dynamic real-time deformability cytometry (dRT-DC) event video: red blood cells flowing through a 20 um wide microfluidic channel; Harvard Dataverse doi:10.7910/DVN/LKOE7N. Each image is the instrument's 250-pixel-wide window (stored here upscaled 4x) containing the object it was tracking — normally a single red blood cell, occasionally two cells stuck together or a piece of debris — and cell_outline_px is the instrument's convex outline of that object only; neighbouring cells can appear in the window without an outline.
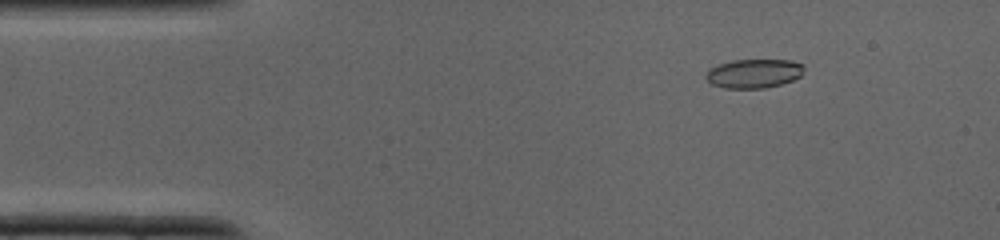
{"species": "common noctule bat (a hibernating species)", "species_latin": "Nyctalus noctula", "temperature_condition": "cold", "stored_images_in_passage": 33, "camera_frame_rate_fps": 3000, "um_per_image_px": 0.085, "animal": {"sex": "male", "body_mass_g": 19.0, "forearm_length_mm": 50.8}, "frame": {"image": 1, "passage_image": 1, "time_ms": 0.0, "image_size_px": [1000, 240], "cell_outline_px": [[804, 68], [800, 76], [792, 80], [780, 84], [764, 88], [724, 88], [712, 84], [704, 76], [708, 68], [732, 60], [792, 60], [804, 64]], "centroid_in_image_um": [64.06, 6.24], "position_along_channel_um": 20.9, "area_um2": 16.59}}
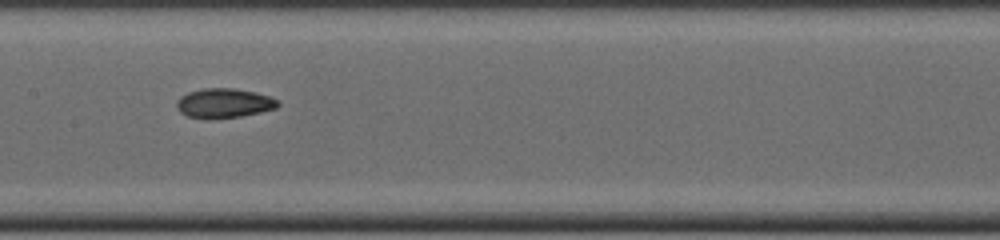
{"frame": {"image": 2, "passage_image": 14, "time_ms": 4.333, "image_size_px": [1000, 240], "cell_outline_px": [[280, 104], [276, 108], [260, 112], [240, 116], [204, 120], [188, 116], [180, 112], [176, 104], [176, 100], [180, 96], [188, 92], [204, 88], [232, 88], [256, 92], [280, 100]], "centroid_in_image_um": [19.02, 8.77], "position_along_channel_um": 188.4, "area_um2": 17.57}}
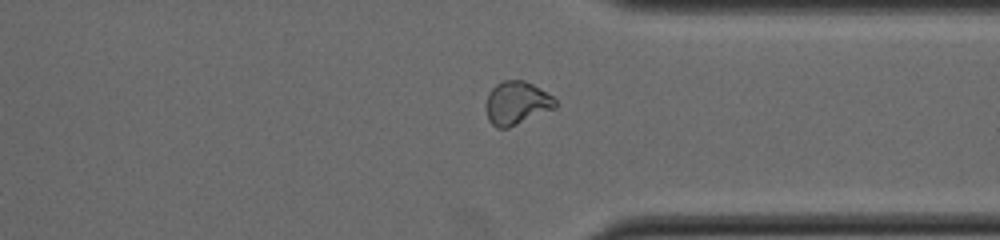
{"frame": {"image": 3, "passage_image": 24, "time_ms": 7.667, "image_size_px": [1000, 240], "cell_outline_px": [[556, 108], [508, 128], [496, 128], [488, 120], [484, 104], [488, 92], [496, 84], [504, 80], [524, 80], [532, 84], [552, 96], [556, 100]], "centroid_in_image_um": [43.88, 8.76], "position_along_channel_um": 367.5, "area_um2": 17.63}}